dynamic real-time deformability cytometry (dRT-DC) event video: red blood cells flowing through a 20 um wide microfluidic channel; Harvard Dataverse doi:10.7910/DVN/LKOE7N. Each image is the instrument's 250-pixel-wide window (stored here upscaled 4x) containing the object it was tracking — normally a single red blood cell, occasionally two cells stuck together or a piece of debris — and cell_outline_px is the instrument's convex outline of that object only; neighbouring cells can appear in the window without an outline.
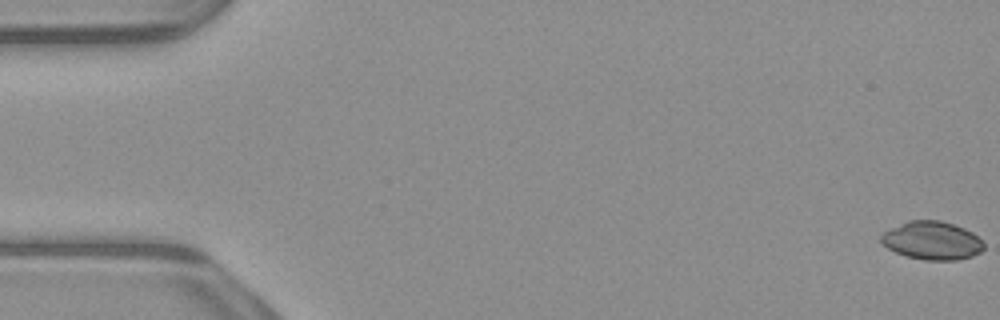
{"species": "common noctule bat (a hibernating species)", "species_latin": "Nyctalus noctula", "temperature_condition": "warm", "stored_images_in_passage": 10, "camera_frame_rate_fps": 3000, "um_per_image_px": 0.085, "animal": {"sex": "male", "body_mass_g": 23.1, "forearm_length_mm": 52.7}, "frame": {"image": 1, "passage_image": 1, "time_ms": 0.0, "image_size_px": [1000, 320], "cell_outline_px": [[984, 248], [980, 252], [972, 256], [956, 260], [924, 260], [908, 256], [896, 252], [888, 248], [880, 240], [880, 236], [884, 232], [908, 220], [940, 220], [964, 228], [972, 232], [984, 244]], "centroid_in_image_um": [79.23, 20.45], "position_along_channel_um": 5.8, "area_um2": 22.66}}